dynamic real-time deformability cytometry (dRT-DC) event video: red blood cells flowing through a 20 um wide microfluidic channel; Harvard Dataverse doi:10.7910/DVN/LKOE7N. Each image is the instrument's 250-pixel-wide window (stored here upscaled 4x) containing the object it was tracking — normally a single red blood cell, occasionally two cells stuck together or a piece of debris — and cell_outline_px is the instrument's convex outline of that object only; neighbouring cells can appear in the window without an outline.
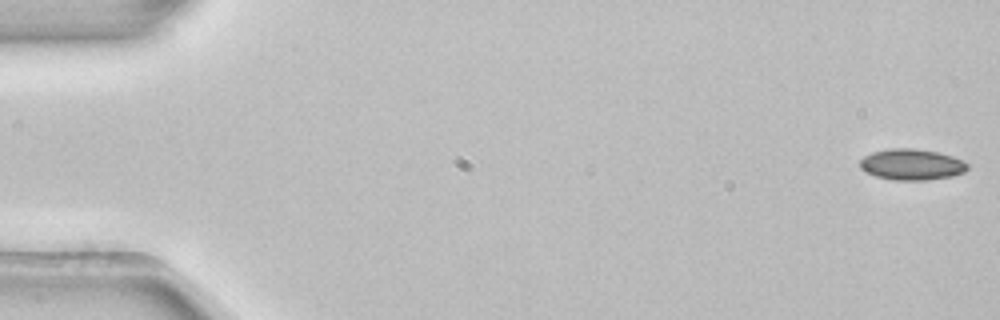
{"species": "common noctule bat (a hibernating species)", "species_latin": "Nyctalus noctula", "temperature_condition": "room temperature", "stored_images_in_passage": 4, "camera_frame_rate_fps": 3000, "um_per_image_px": 0.085, "animal": {"sex": "female", "body_mass_g": 22.7, "forearm_length_mm": 54.2}, "frame": {"image": 1, "passage_image": 1, "time_ms": 0.0, "image_size_px": [1000, 320], "cell_outline_px": [[968, 168], [964, 172], [952, 176], [928, 180], [892, 180], [876, 176], [864, 172], [860, 168], [860, 160], [864, 156], [872, 152], [892, 148], [916, 148], [936, 152], [952, 156], [964, 160], [968, 164]], "centroid_in_image_um": [77.49, 13.98], "position_along_channel_um": 7.5, "area_um2": 19.59}}
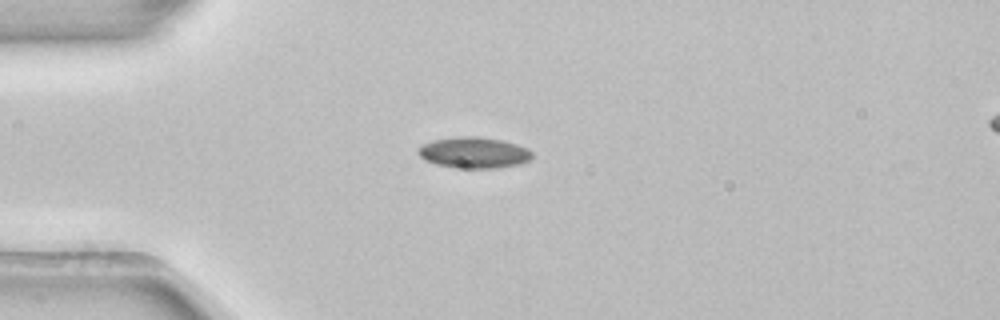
{"frame": {"image": 2, "passage_image": 4, "time_ms": 1.0, "image_size_px": [1000, 320], "cell_outline_px": [[532, 160], [520, 164], [496, 168], [452, 168], [436, 164], [424, 160], [416, 152], [416, 148], [432, 140], [456, 136], [476, 136], [500, 140], [516, 144], [528, 148], [532, 152]], "centroid_in_image_um": [40.26, 12.98], "position_along_channel_um": 44.7, "area_um2": 20.92}}